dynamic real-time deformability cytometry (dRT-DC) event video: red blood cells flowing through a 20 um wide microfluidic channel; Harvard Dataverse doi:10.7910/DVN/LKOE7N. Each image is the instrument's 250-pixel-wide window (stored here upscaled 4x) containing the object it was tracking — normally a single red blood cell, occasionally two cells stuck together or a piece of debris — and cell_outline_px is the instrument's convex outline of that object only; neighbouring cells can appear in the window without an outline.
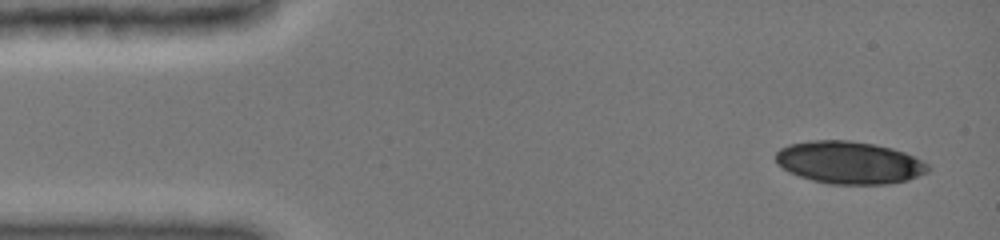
{"species": "common noctule bat (a hibernating species)", "species_latin": "Nyctalus noctula", "temperature_condition": "cold", "stored_images_in_passage": 15, "camera_frame_rate_fps": 3000, "um_per_image_px": 0.085, "animal": {"sex": "female", "body_mass_g": 19.0, "forearm_length_mm": 51.5}, "frame": {"image": 1, "passage_image": 1, "time_ms": 0.0, "image_size_px": [1000, 240], "cell_outline_px": [[932, 168], [928, 172], [908, 180], [888, 184], [828, 184], [812, 180], [788, 172], [776, 164], [776, 152], [780, 148], [788, 144], [812, 140], [848, 140], [872, 144], [892, 148], [904, 152], [928, 164]], "centroid_in_image_um": [72.16, 13.82], "position_along_channel_um": 12.8, "area_um2": 37.8}}